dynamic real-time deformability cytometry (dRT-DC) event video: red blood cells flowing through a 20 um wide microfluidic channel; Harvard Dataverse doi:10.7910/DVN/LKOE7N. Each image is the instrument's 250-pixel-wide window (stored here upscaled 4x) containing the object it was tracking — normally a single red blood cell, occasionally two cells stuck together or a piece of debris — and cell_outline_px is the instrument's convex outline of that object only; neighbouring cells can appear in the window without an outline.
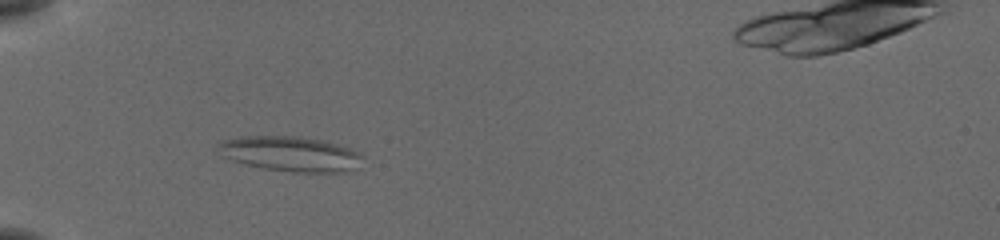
{"species": "common noctule bat (a hibernating species)", "species_latin": "Nyctalus noctula", "temperature_condition": "cold", "stored_images_in_passage": 49, "camera_frame_rate_fps": 3000, "um_per_image_px": 0.085, "animal": {"sex": "female", "body_mass_g": 19.5, "forearm_length_mm": 54.1}, "frame": {"image": 1, "passage_image": 12, "time_ms": 3.667, "image_size_px": [1000, 240], "cell_outline_px": [[364, 156], [356, 168], [348, 172], [292, 172], [264, 168], [244, 164], [220, 156], [216, 148], [216, 144], [220, 140], [240, 136], [296, 136], [320, 140], [348, 148]], "centroid_in_image_um": [24.59, 13.08], "position_along_channel_um": 60.4, "area_um2": 29.59}}
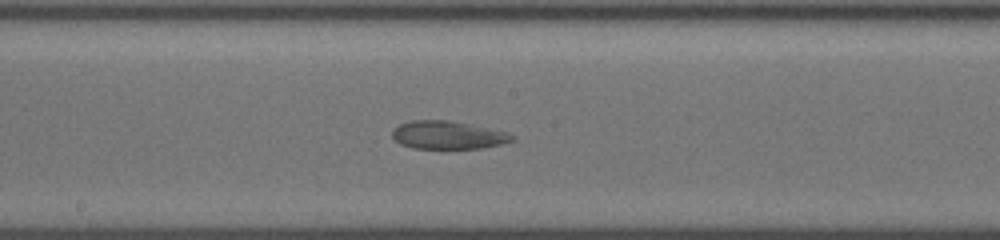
{"frame": {"image": 2, "passage_image": 25, "time_ms": 8.0, "image_size_px": [1000, 240], "cell_outline_px": [[516, 140], [500, 144], [480, 148], [412, 148], [400, 144], [392, 136], [392, 128], [400, 124], [412, 120], [448, 120], [508, 132], [516, 136]], "centroid_in_image_um": [38.07, 11.48], "position_along_channel_um": 210.1, "area_um2": 19.54}}
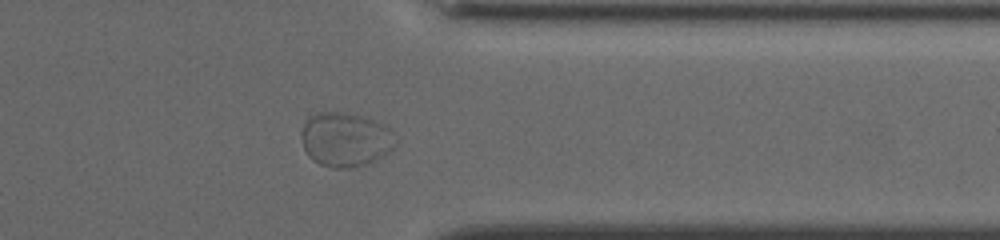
{"frame": {"image": 3, "passage_image": 39, "time_ms": 12.667, "image_size_px": [1000, 240], "cell_outline_px": [[400, 140], [388, 152], [372, 164], [348, 168], [332, 168], [320, 164], [312, 160], [308, 156], [304, 148], [300, 136], [304, 124], [308, 116], [316, 112], [344, 112], [364, 116], [384, 124]], "centroid_in_image_um": [29.38, 11.86], "position_along_channel_um": 382.0, "area_um2": 30.4}}